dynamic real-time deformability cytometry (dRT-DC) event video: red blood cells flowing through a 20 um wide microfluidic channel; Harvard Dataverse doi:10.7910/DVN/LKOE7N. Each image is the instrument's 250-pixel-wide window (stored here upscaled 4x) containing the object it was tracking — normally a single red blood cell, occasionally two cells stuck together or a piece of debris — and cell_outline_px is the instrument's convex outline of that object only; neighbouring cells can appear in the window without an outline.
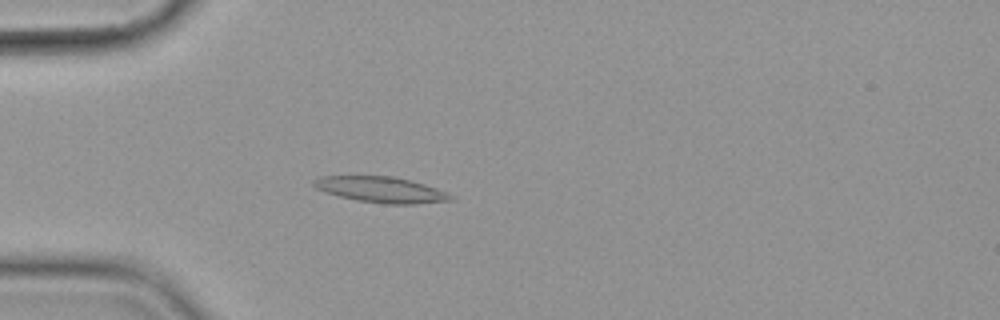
{"species": "common noctule bat (a hibernating species)", "species_latin": "Nyctalus noctula", "temperature_condition": "cold", "stored_images_in_passage": 5, "camera_frame_rate_fps": 3000, "um_per_image_px": 0.085, "animal": {"sex": "female", "body_mass_g": 19.9}, "frame": {"image": 1, "passage_image": 5, "time_ms": 4.667, "image_size_px": [1000, 320], "cell_outline_px": [[456, 200], [416, 204], [384, 204], [356, 200], [340, 196], [316, 188], [312, 184], [312, 180], [320, 176], [392, 176], [424, 184], [436, 188], [456, 196]], "centroid_in_image_um": [32.44, 16.13], "position_along_channel_um": 52.6, "area_um2": 20.63}}